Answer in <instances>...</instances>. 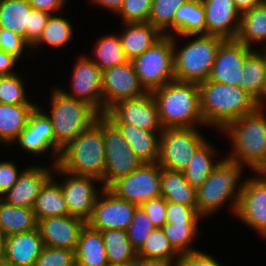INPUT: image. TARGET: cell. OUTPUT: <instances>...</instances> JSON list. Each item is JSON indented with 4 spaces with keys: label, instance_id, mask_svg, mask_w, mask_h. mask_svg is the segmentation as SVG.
I'll return each instance as SVG.
<instances>
[{
    "label": "cell",
    "instance_id": "cell-40",
    "mask_svg": "<svg viewBox=\"0 0 266 266\" xmlns=\"http://www.w3.org/2000/svg\"><path fill=\"white\" fill-rule=\"evenodd\" d=\"M200 223H165L162 227L166 237L169 239L170 244L179 253H189L198 251L192 242L197 238Z\"/></svg>",
    "mask_w": 266,
    "mask_h": 266
},
{
    "label": "cell",
    "instance_id": "cell-49",
    "mask_svg": "<svg viewBox=\"0 0 266 266\" xmlns=\"http://www.w3.org/2000/svg\"><path fill=\"white\" fill-rule=\"evenodd\" d=\"M23 170H20L14 160L0 161V198L14 186Z\"/></svg>",
    "mask_w": 266,
    "mask_h": 266
},
{
    "label": "cell",
    "instance_id": "cell-19",
    "mask_svg": "<svg viewBox=\"0 0 266 266\" xmlns=\"http://www.w3.org/2000/svg\"><path fill=\"white\" fill-rule=\"evenodd\" d=\"M253 50L236 39H225L218 48L208 80L238 86L243 63Z\"/></svg>",
    "mask_w": 266,
    "mask_h": 266
},
{
    "label": "cell",
    "instance_id": "cell-45",
    "mask_svg": "<svg viewBox=\"0 0 266 266\" xmlns=\"http://www.w3.org/2000/svg\"><path fill=\"white\" fill-rule=\"evenodd\" d=\"M75 250L45 246L34 266H75Z\"/></svg>",
    "mask_w": 266,
    "mask_h": 266
},
{
    "label": "cell",
    "instance_id": "cell-41",
    "mask_svg": "<svg viewBox=\"0 0 266 266\" xmlns=\"http://www.w3.org/2000/svg\"><path fill=\"white\" fill-rule=\"evenodd\" d=\"M187 0H153L148 22L164 35L173 36L176 10Z\"/></svg>",
    "mask_w": 266,
    "mask_h": 266
},
{
    "label": "cell",
    "instance_id": "cell-27",
    "mask_svg": "<svg viewBox=\"0 0 266 266\" xmlns=\"http://www.w3.org/2000/svg\"><path fill=\"white\" fill-rule=\"evenodd\" d=\"M266 75V50L254 49L245 59L238 86L247 91L263 107V87Z\"/></svg>",
    "mask_w": 266,
    "mask_h": 266
},
{
    "label": "cell",
    "instance_id": "cell-35",
    "mask_svg": "<svg viewBox=\"0 0 266 266\" xmlns=\"http://www.w3.org/2000/svg\"><path fill=\"white\" fill-rule=\"evenodd\" d=\"M51 14L40 38L31 46V51L42 46H51V49L66 47L73 39L74 27L66 16Z\"/></svg>",
    "mask_w": 266,
    "mask_h": 266
},
{
    "label": "cell",
    "instance_id": "cell-54",
    "mask_svg": "<svg viewBox=\"0 0 266 266\" xmlns=\"http://www.w3.org/2000/svg\"><path fill=\"white\" fill-rule=\"evenodd\" d=\"M124 0H89L92 5L105 8L104 10L110 11V13L116 14L121 8Z\"/></svg>",
    "mask_w": 266,
    "mask_h": 266
},
{
    "label": "cell",
    "instance_id": "cell-7",
    "mask_svg": "<svg viewBox=\"0 0 266 266\" xmlns=\"http://www.w3.org/2000/svg\"><path fill=\"white\" fill-rule=\"evenodd\" d=\"M50 93V110L43 111L52 123L55 147L61 152L70 141L88 129L100 114L88 103L64 94L57 85Z\"/></svg>",
    "mask_w": 266,
    "mask_h": 266
},
{
    "label": "cell",
    "instance_id": "cell-25",
    "mask_svg": "<svg viewBox=\"0 0 266 266\" xmlns=\"http://www.w3.org/2000/svg\"><path fill=\"white\" fill-rule=\"evenodd\" d=\"M130 146L135 156L143 163H156L160 155V134L141 130L131 124H114Z\"/></svg>",
    "mask_w": 266,
    "mask_h": 266
},
{
    "label": "cell",
    "instance_id": "cell-6",
    "mask_svg": "<svg viewBox=\"0 0 266 266\" xmlns=\"http://www.w3.org/2000/svg\"><path fill=\"white\" fill-rule=\"evenodd\" d=\"M105 144L102 133V115L86 130L70 141L61 151L58 165L75 175L103 179Z\"/></svg>",
    "mask_w": 266,
    "mask_h": 266
},
{
    "label": "cell",
    "instance_id": "cell-59",
    "mask_svg": "<svg viewBox=\"0 0 266 266\" xmlns=\"http://www.w3.org/2000/svg\"><path fill=\"white\" fill-rule=\"evenodd\" d=\"M265 104H266V75H265V83L263 87V107H266Z\"/></svg>",
    "mask_w": 266,
    "mask_h": 266
},
{
    "label": "cell",
    "instance_id": "cell-29",
    "mask_svg": "<svg viewBox=\"0 0 266 266\" xmlns=\"http://www.w3.org/2000/svg\"><path fill=\"white\" fill-rule=\"evenodd\" d=\"M76 266H106L108 264L101 231L88 224L82 229L75 250Z\"/></svg>",
    "mask_w": 266,
    "mask_h": 266
},
{
    "label": "cell",
    "instance_id": "cell-26",
    "mask_svg": "<svg viewBox=\"0 0 266 266\" xmlns=\"http://www.w3.org/2000/svg\"><path fill=\"white\" fill-rule=\"evenodd\" d=\"M38 104L0 103V144L11 146L26 128L29 116Z\"/></svg>",
    "mask_w": 266,
    "mask_h": 266
},
{
    "label": "cell",
    "instance_id": "cell-38",
    "mask_svg": "<svg viewBox=\"0 0 266 266\" xmlns=\"http://www.w3.org/2000/svg\"><path fill=\"white\" fill-rule=\"evenodd\" d=\"M137 255L148 259H157L175 266L180 254L170 244L162 228H155L147 237Z\"/></svg>",
    "mask_w": 266,
    "mask_h": 266
},
{
    "label": "cell",
    "instance_id": "cell-12",
    "mask_svg": "<svg viewBox=\"0 0 266 266\" xmlns=\"http://www.w3.org/2000/svg\"><path fill=\"white\" fill-rule=\"evenodd\" d=\"M108 189L118 198L137 204L161 196V167L144 163L129 175L118 178Z\"/></svg>",
    "mask_w": 266,
    "mask_h": 266
},
{
    "label": "cell",
    "instance_id": "cell-13",
    "mask_svg": "<svg viewBox=\"0 0 266 266\" xmlns=\"http://www.w3.org/2000/svg\"><path fill=\"white\" fill-rule=\"evenodd\" d=\"M113 124H131L141 130L159 134L163 126L152 92L116 102L104 114Z\"/></svg>",
    "mask_w": 266,
    "mask_h": 266
},
{
    "label": "cell",
    "instance_id": "cell-55",
    "mask_svg": "<svg viewBox=\"0 0 266 266\" xmlns=\"http://www.w3.org/2000/svg\"><path fill=\"white\" fill-rule=\"evenodd\" d=\"M265 0H234L237 10L242 14L262 4Z\"/></svg>",
    "mask_w": 266,
    "mask_h": 266
},
{
    "label": "cell",
    "instance_id": "cell-53",
    "mask_svg": "<svg viewBox=\"0 0 266 266\" xmlns=\"http://www.w3.org/2000/svg\"><path fill=\"white\" fill-rule=\"evenodd\" d=\"M18 62L20 63L13 55L0 50V75H12L17 73L15 68Z\"/></svg>",
    "mask_w": 266,
    "mask_h": 266
},
{
    "label": "cell",
    "instance_id": "cell-20",
    "mask_svg": "<svg viewBox=\"0 0 266 266\" xmlns=\"http://www.w3.org/2000/svg\"><path fill=\"white\" fill-rule=\"evenodd\" d=\"M28 165L14 186L1 198L7 204L33 209L45 182L53 175L54 166Z\"/></svg>",
    "mask_w": 266,
    "mask_h": 266
},
{
    "label": "cell",
    "instance_id": "cell-34",
    "mask_svg": "<svg viewBox=\"0 0 266 266\" xmlns=\"http://www.w3.org/2000/svg\"><path fill=\"white\" fill-rule=\"evenodd\" d=\"M33 209L7 204L0 198V228L6 236L37 229Z\"/></svg>",
    "mask_w": 266,
    "mask_h": 266
},
{
    "label": "cell",
    "instance_id": "cell-1",
    "mask_svg": "<svg viewBox=\"0 0 266 266\" xmlns=\"http://www.w3.org/2000/svg\"><path fill=\"white\" fill-rule=\"evenodd\" d=\"M205 127L221 131L232 121L252 113L258 101L239 86L206 80L198 84Z\"/></svg>",
    "mask_w": 266,
    "mask_h": 266
},
{
    "label": "cell",
    "instance_id": "cell-17",
    "mask_svg": "<svg viewBox=\"0 0 266 266\" xmlns=\"http://www.w3.org/2000/svg\"><path fill=\"white\" fill-rule=\"evenodd\" d=\"M138 205L118 198L108 188L98 195L91 218L87 224L98 231L127 230Z\"/></svg>",
    "mask_w": 266,
    "mask_h": 266
},
{
    "label": "cell",
    "instance_id": "cell-24",
    "mask_svg": "<svg viewBox=\"0 0 266 266\" xmlns=\"http://www.w3.org/2000/svg\"><path fill=\"white\" fill-rule=\"evenodd\" d=\"M121 24L123 30L118 34L123 50L129 60L143 54L164 36L157 27L149 22Z\"/></svg>",
    "mask_w": 266,
    "mask_h": 266
},
{
    "label": "cell",
    "instance_id": "cell-18",
    "mask_svg": "<svg viewBox=\"0 0 266 266\" xmlns=\"http://www.w3.org/2000/svg\"><path fill=\"white\" fill-rule=\"evenodd\" d=\"M102 91L104 114L116 102L139 97L147 92L131 60L102 71Z\"/></svg>",
    "mask_w": 266,
    "mask_h": 266
},
{
    "label": "cell",
    "instance_id": "cell-10",
    "mask_svg": "<svg viewBox=\"0 0 266 266\" xmlns=\"http://www.w3.org/2000/svg\"><path fill=\"white\" fill-rule=\"evenodd\" d=\"M102 133L106 158L101 183L108 188L118 178L129 175L144 163L135 156L122 133L105 115H102Z\"/></svg>",
    "mask_w": 266,
    "mask_h": 266
},
{
    "label": "cell",
    "instance_id": "cell-21",
    "mask_svg": "<svg viewBox=\"0 0 266 266\" xmlns=\"http://www.w3.org/2000/svg\"><path fill=\"white\" fill-rule=\"evenodd\" d=\"M86 224L83 219L68 215L40 219L37 228L45 246L76 250L80 233Z\"/></svg>",
    "mask_w": 266,
    "mask_h": 266
},
{
    "label": "cell",
    "instance_id": "cell-8",
    "mask_svg": "<svg viewBox=\"0 0 266 266\" xmlns=\"http://www.w3.org/2000/svg\"><path fill=\"white\" fill-rule=\"evenodd\" d=\"M141 85L152 92L175 80L172 36L164 35L143 54L131 60Z\"/></svg>",
    "mask_w": 266,
    "mask_h": 266
},
{
    "label": "cell",
    "instance_id": "cell-46",
    "mask_svg": "<svg viewBox=\"0 0 266 266\" xmlns=\"http://www.w3.org/2000/svg\"><path fill=\"white\" fill-rule=\"evenodd\" d=\"M202 219L205 218L197 212V207L185 206L179 203L167 201V223H200Z\"/></svg>",
    "mask_w": 266,
    "mask_h": 266
},
{
    "label": "cell",
    "instance_id": "cell-30",
    "mask_svg": "<svg viewBox=\"0 0 266 266\" xmlns=\"http://www.w3.org/2000/svg\"><path fill=\"white\" fill-rule=\"evenodd\" d=\"M252 49L260 44L266 50V0L241 14L238 34L235 38Z\"/></svg>",
    "mask_w": 266,
    "mask_h": 266
},
{
    "label": "cell",
    "instance_id": "cell-47",
    "mask_svg": "<svg viewBox=\"0 0 266 266\" xmlns=\"http://www.w3.org/2000/svg\"><path fill=\"white\" fill-rule=\"evenodd\" d=\"M26 49L28 51L29 49L31 50V45L25 40V38L11 30L0 27V50H3L20 60L24 57Z\"/></svg>",
    "mask_w": 266,
    "mask_h": 266
},
{
    "label": "cell",
    "instance_id": "cell-52",
    "mask_svg": "<svg viewBox=\"0 0 266 266\" xmlns=\"http://www.w3.org/2000/svg\"><path fill=\"white\" fill-rule=\"evenodd\" d=\"M33 9L45 11L50 14H60L69 0H28Z\"/></svg>",
    "mask_w": 266,
    "mask_h": 266
},
{
    "label": "cell",
    "instance_id": "cell-3",
    "mask_svg": "<svg viewBox=\"0 0 266 266\" xmlns=\"http://www.w3.org/2000/svg\"><path fill=\"white\" fill-rule=\"evenodd\" d=\"M245 166L224 157L209 174L206 181L196 189L197 212L204 218L211 217L222 207L229 208L235 215L239 195L243 190L246 178L243 176ZM230 203V204H229Z\"/></svg>",
    "mask_w": 266,
    "mask_h": 266
},
{
    "label": "cell",
    "instance_id": "cell-51",
    "mask_svg": "<svg viewBox=\"0 0 266 266\" xmlns=\"http://www.w3.org/2000/svg\"><path fill=\"white\" fill-rule=\"evenodd\" d=\"M175 266H223L214 256L200 250L180 254Z\"/></svg>",
    "mask_w": 266,
    "mask_h": 266
},
{
    "label": "cell",
    "instance_id": "cell-44",
    "mask_svg": "<svg viewBox=\"0 0 266 266\" xmlns=\"http://www.w3.org/2000/svg\"><path fill=\"white\" fill-rule=\"evenodd\" d=\"M153 0H124L115 14L122 20L120 23L148 22Z\"/></svg>",
    "mask_w": 266,
    "mask_h": 266
},
{
    "label": "cell",
    "instance_id": "cell-22",
    "mask_svg": "<svg viewBox=\"0 0 266 266\" xmlns=\"http://www.w3.org/2000/svg\"><path fill=\"white\" fill-rule=\"evenodd\" d=\"M205 10L206 34L235 39L241 13L234 0H201Z\"/></svg>",
    "mask_w": 266,
    "mask_h": 266
},
{
    "label": "cell",
    "instance_id": "cell-11",
    "mask_svg": "<svg viewBox=\"0 0 266 266\" xmlns=\"http://www.w3.org/2000/svg\"><path fill=\"white\" fill-rule=\"evenodd\" d=\"M53 176H57L59 179L64 177L58 182L67 203L69 215L87 222L92 216L98 195L104 189L101 181L95 177L67 172L58 164L54 166Z\"/></svg>",
    "mask_w": 266,
    "mask_h": 266
},
{
    "label": "cell",
    "instance_id": "cell-4",
    "mask_svg": "<svg viewBox=\"0 0 266 266\" xmlns=\"http://www.w3.org/2000/svg\"><path fill=\"white\" fill-rule=\"evenodd\" d=\"M152 94L164 129L205 126L197 83L173 80L152 91Z\"/></svg>",
    "mask_w": 266,
    "mask_h": 266
},
{
    "label": "cell",
    "instance_id": "cell-43",
    "mask_svg": "<svg viewBox=\"0 0 266 266\" xmlns=\"http://www.w3.org/2000/svg\"><path fill=\"white\" fill-rule=\"evenodd\" d=\"M155 228L143 208L140 205L137 206L127 229L128 239L132 247L138 251Z\"/></svg>",
    "mask_w": 266,
    "mask_h": 266
},
{
    "label": "cell",
    "instance_id": "cell-57",
    "mask_svg": "<svg viewBox=\"0 0 266 266\" xmlns=\"http://www.w3.org/2000/svg\"><path fill=\"white\" fill-rule=\"evenodd\" d=\"M7 236L0 228V262L5 258Z\"/></svg>",
    "mask_w": 266,
    "mask_h": 266
},
{
    "label": "cell",
    "instance_id": "cell-58",
    "mask_svg": "<svg viewBox=\"0 0 266 266\" xmlns=\"http://www.w3.org/2000/svg\"><path fill=\"white\" fill-rule=\"evenodd\" d=\"M106 266H133V261H128V262H116V263H110Z\"/></svg>",
    "mask_w": 266,
    "mask_h": 266
},
{
    "label": "cell",
    "instance_id": "cell-5",
    "mask_svg": "<svg viewBox=\"0 0 266 266\" xmlns=\"http://www.w3.org/2000/svg\"><path fill=\"white\" fill-rule=\"evenodd\" d=\"M183 37L186 43L179 44L180 47L178 38ZM224 40L209 34L172 36L175 80L197 84L206 81L211 74L218 48Z\"/></svg>",
    "mask_w": 266,
    "mask_h": 266
},
{
    "label": "cell",
    "instance_id": "cell-9",
    "mask_svg": "<svg viewBox=\"0 0 266 266\" xmlns=\"http://www.w3.org/2000/svg\"><path fill=\"white\" fill-rule=\"evenodd\" d=\"M199 127L165 128L160 134V167L183 172L196 150L207 140Z\"/></svg>",
    "mask_w": 266,
    "mask_h": 266
},
{
    "label": "cell",
    "instance_id": "cell-28",
    "mask_svg": "<svg viewBox=\"0 0 266 266\" xmlns=\"http://www.w3.org/2000/svg\"><path fill=\"white\" fill-rule=\"evenodd\" d=\"M218 154H220L219 150L207 139L196 150L190 164L183 171L186 181L196 189L200 187L206 181L209 174L225 157L223 154Z\"/></svg>",
    "mask_w": 266,
    "mask_h": 266
},
{
    "label": "cell",
    "instance_id": "cell-14",
    "mask_svg": "<svg viewBox=\"0 0 266 266\" xmlns=\"http://www.w3.org/2000/svg\"><path fill=\"white\" fill-rule=\"evenodd\" d=\"M71 71V91L58 88L67 96L88 103L100 115H104L102 70L88 55H79Z\"/></svg>",
    "mask_w": 266,
    "mask_h": 266
},
{
    "label": "cell",
    "instance_id": "cell-48",
    "mask_svg": "<svg viewBox=\"0 0 266 266\" xmlns=\"http://www.w3.org/2000/svg\"><path fill=\"white\" fill-rule=\"evenodd\" d=\"M50 13L33 9L29 13L28 27H25V40L32 46L41 36Z\"/></svg>",
    "mask_w": 266,
    "mask_h": 266
},
{
    "label": "cell",
    "instance_id": "cell-36",
    "mask_svg": "<svg viewBox=\"0 0 266 266\" xmlns=\"http://www.w3.org/2000/svg\"><path fill=\"white\" fill-rule=\"evenodd\" d=\"M92 48V56L88 54V57L102 71L129 61L121 45L119 35L115 32L102 36L98 41L96 40Z\"/></svg>",
    "mask_w": 266,
    "mask_h": 266
},
{
    "label": "cell",
    "instance_id": "cell-32",
    "mask_svg": "<svg viewBox=\"0 0 266 266\" xmlns=\"http://www.w3.org/2000/svg\"><path fill=\"white\" fill-rule=\"evenodd\" d=\"M196 188L185 179L183 172L161 167V196L166 201L197 207Z\"/></svg>",
    "mask_w": 266,
    "mask_h": 266
},
{
    "label": "cell",
    "instance_id": "cell-23",
    "mask_svg": "<svg viewBox=\"0 0 266 266\" xmlns=\"http://www.w3.org/2000/svg\"><path fill=\"white\" fill-rule=\"evenodd\" d=\"M45 244L38 228L7 236L3 261L23 266H34Z\"/></svg>",
    "mask_w": 266,
    "mask_h": 266
},
{
    "label": "cell",
    "instance_id": "cell-42",
    "mask_svg": "<svg viewBox=\"0 0 266 266\" xmlns=\"http://www.w3.org/2000/svg\"><path fill=\"white\" fill-rule=\"evenodd\" d=\"M22 75H0V103L38 104L28 98ZM32 101V102H31Z\"/></svg>",
    "mask_w": 266,
    "mask_h": 266
},
{
    "label": "cell",
    "instance_id": "cell-15",
    "mask_svg": "<svg viewBox=\"0 0 266 266\" xmlns=\"http://www.w3.org/2000/svg\"><path fill=\"white\" fill-rule=\"evenodd\" d=\"M39 104L31 112L26 128L19 134L11 147L16 145L31 156L41 157V154H50L53 160L50 162L55 166L58 164L61 152L55 147L52 123L43 111L44 108Z\"/></svg>",
    "mask_w": 266,
    "mask_h": 266
},
{
    "label": "cell",
    "instance_id": "cell-16",
    "mask_svg": "<svg viewBox=\"0 0 266 266\" xmlns=\"http://www.w3.org/2000/svg\"><path fill=\"white\" fill-rule=\"evenodd\" d=\"M246 177L243 190L239 195L235 218L245 226L256 230L266 239V176L254 173ZM238 217V218H237Z\"/></svg>",
    "mask_w": 266,
    "mask_h": 266
},
{
    "label": "cell",
    "instance_id": "cell-50",
    "mask_svg": "<svg viewBox=\"0 0 266 266\" xmlns=\"http://www.w3.org/2000/svg\"><path fill=\"white\" fill-rule=\"evenodd\" d=\"M149 216L154 227L162 228L166 223L167 201L162 197L150 199L140 205Z\"/></svg>",
    "mask_w": 266,
    "mask_h": 266
},
{
    "label": "cell",
    "instance_id": "cell-2",
    "mask_svg": "<svg viewBox=\"0 0 266 266\" xmlns=\"http://www.w3.org/2000/svg\"><path fill=\"white\" fill-rule=\"evenodd\" d=\"M266 108L258 107L230 122L221 132L230 141L228 160L258 172L266 163Z\"/></svg>",
    "mask_w": 266,
    "mask_h": 266
},
{
    "label": "cell",
    "instance_id": "cell-61",
    "mask_svg": "<svg viewBox=\"0 0 266 266\" xmlns=\"http://www.w3.org/2000/svg\"><path fill=\"white\" fill-rule=\"evenodd\" d=\"M259 174L266 176V163L265 165L258 171Z\"/></svg>",
    "mask_w": 266,
    "mask_h": 266
},
{
    "label": "cell",
    "instance_id": "cell-56",
    "mask_svg": "<svg viewBox=\"0 0 266 266\" xmlns=\"http://www.w3.org/2000/svg\"><path fill=\"white\" fill-rule=\"evenodd\" d=\"M133 266H171V265L161 260L143 258L137 255L135 260L133 261Z\"/></svg>",
    "mask_w": 266,
    "mask_h": 266
},
{
    "label": "cell",
    "instance_id": "cell-37",
    "mask_svg": "<svg viewBox=\"0 0 266 266\" xmlns=\"http://www.w3.org/2000/svg\"><path fill=\"white\" fill-rule=\"evenodd\" d=\"M31 10L28 0H0V27L25 38Z\"/></svg>",
    "mask_w": 266,
    "mask_h": 266
},
{
    "label": "cell",
    "instance_id": "cell-31",
    "mask_svg": "<svg viewBox=\"0 0 266 266\" xmlns=\"http://www.w3.org/2000/svg\"><path fill=\"white\" fill-rule=\"evenodd\" d=\"M55 176H51L43 185L36 198L33 211L37 220L48 217L68 216L69 210L62 189Z\"/></svg>",
    "mask_w": 266,
    "mask_h": 266
},
{
    "label": "cell",
    "instance_id": "cell-60",
    "mask_svg": "<svg viewBox=\"0 0 266 266\" xmlns=\"http://www.w3.org/2000/svg\"><path fill=\"white\" fill-rule=\"evenodd\" d=\"M0 266H23V265L2 261L0 262Z\"/></svg>",
    "mask_w": 266,
    "mask_h": 266
},
{
    "label": "cell",
    "instance_id": "cell-39",
    "mask_svg": "<svg viewBox=\"0 0 266 266\" xmlns=\"http://www.w3.org/2000/svg\"><path fill=\"white\" fill-rule=\"evenodd\" d=\"M107 260L110 263L134 261L137 251L132 247L127 230L109 229L101 231Z\"/></svg>",
    "mask_w": 266,
    "mask_h": 266
},
{
    "label": "cell",
    "instance_id": "cell-33",
    "mask_svg": "<svg viewBox=\"0 0 266 266\" xmlns=\"http://www.w3.org/2000/svg\"><path fill=\"white\" fill-rule=\"evenodd\" d=\"M206 34L205 10L201 0H187L175 12L173 36Z\"/></svg>",
    "mask_w": 266,
    "mask_h": 266
}]
</instances>
